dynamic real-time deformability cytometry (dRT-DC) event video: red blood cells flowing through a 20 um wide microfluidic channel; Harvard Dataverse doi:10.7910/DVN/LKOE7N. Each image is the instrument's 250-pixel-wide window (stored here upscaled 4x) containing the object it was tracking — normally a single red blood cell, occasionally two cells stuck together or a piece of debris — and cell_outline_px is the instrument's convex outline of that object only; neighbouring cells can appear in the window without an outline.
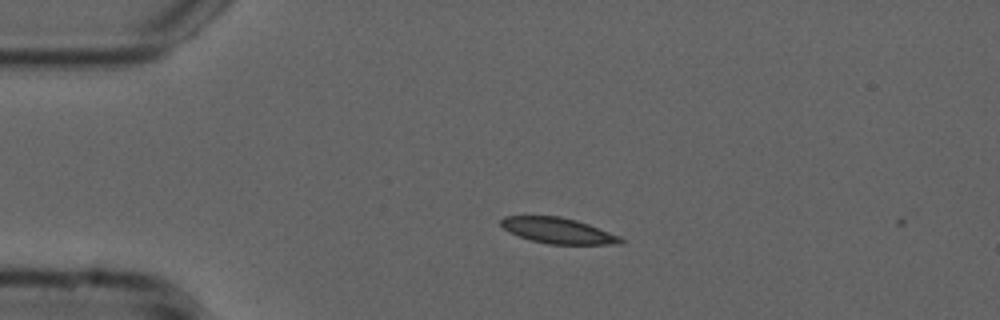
{"species": "common noctule bat (a hibernating species)", "species_latin": "Nyctalus noctula", "temperature_condition": "cold", "stored_images_in_passage": 2, "camera_frame_rate_fps": 3000, "um_per_image_px": 0.085, "animal": {"sex": "male", "forearm_length_mm": 52.5}, "frame": {"image": 1, "passage_image": 1, "time_ms": 0.0, "image_size_px": [1000, 320], "cell_outline_px": [[624, 244], [548, 244], [532, 240], [520, 236], [504, 228], [500, 224], [500, 220], [504, 216], [560, 216], [576, 220], [588, 224], [620, 236], [624, 240]], "centroid_in_image_um": [47.46, 19.6], "position_along_channel_um": 37.5, "area_um2": 17.74}}